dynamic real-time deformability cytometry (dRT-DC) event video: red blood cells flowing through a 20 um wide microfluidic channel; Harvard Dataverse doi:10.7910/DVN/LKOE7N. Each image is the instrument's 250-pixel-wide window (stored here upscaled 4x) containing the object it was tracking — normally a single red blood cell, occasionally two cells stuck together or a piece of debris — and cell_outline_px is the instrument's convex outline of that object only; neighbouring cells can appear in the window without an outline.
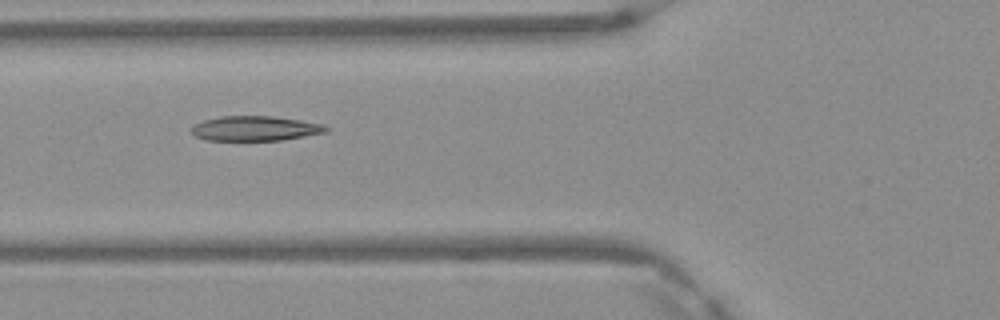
{"species": "Egyptian fruit bat (a non-hibernating species)", "species_latin": "Rousettus aegyptiacus", "temperature_condition": "warm", "stored_images_in_passage": 4, "camera_frame_rate_fps": 3000, "um_per_image_px": 0.085, "frame": {"image": 1, "passage_image": 3, "time_ms": 0.667, "image_size_px": [1000, 320], "cell_outline_px": [[328, 132], [280, 140], [204, 140], [196, 136], [192, 132], [192, 124], [204, 120], [220, 116], [272, 116], [300, 120], [324, 124], [328, 128]], "centroid_in_image_um": [21.68, 10.91], "position_along_channel_um": 104.1, "area_um2": 19.42}}
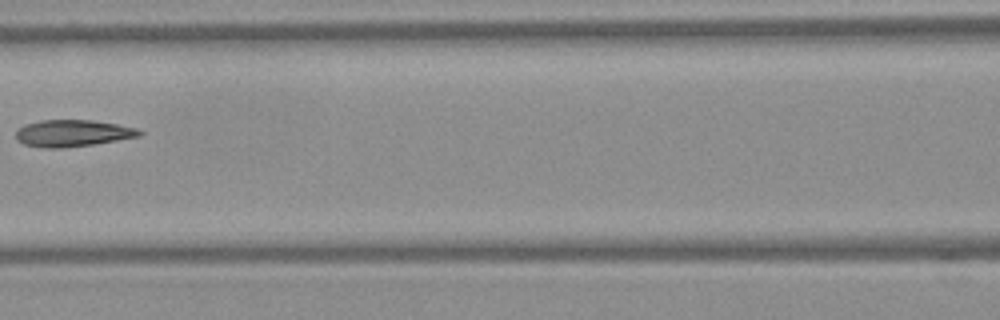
{"frame": {"image": 2, "passage_image": 4, "time_ms": 1.0, "image_size_px": [1000, 320], "cell_outline_px": [[144, 132], [140, 136], [92, 144], [60, 148], [44, 148], [24, 144], [16, 140], [16, 128], [24, 124], [40, 120], [92, 120], [116, 124], [136, 128]], "centroid_in_image_um": [6.12, 11.31], "position_along_channel_um": 160.5, "area_um2": 19.25}}